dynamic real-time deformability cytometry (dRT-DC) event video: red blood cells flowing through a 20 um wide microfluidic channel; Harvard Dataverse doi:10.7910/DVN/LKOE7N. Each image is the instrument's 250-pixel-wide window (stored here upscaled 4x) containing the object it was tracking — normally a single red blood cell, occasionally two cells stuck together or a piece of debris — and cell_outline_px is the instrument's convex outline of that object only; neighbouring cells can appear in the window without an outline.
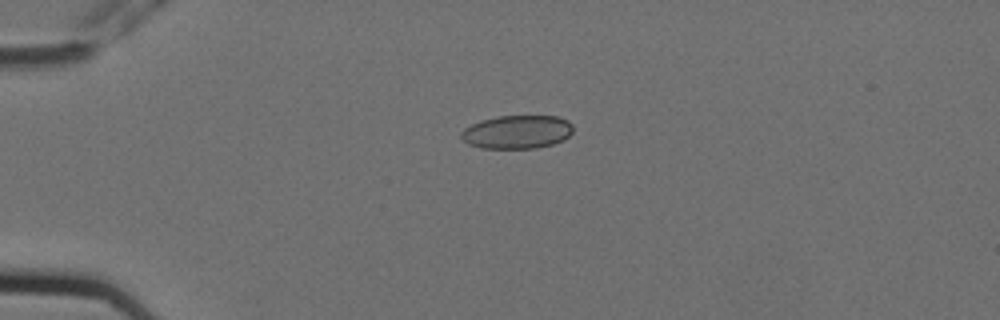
{"species": "Egyptian fruit bat (a non-hibernating species)", "species_latin": "Rousettus aegyptiacus", "temperature_condition": "cold", "stored_images_in_passage": 3, "camera_frame_rate_fps": 3000, "um_per_image_px": 0.085, "animal": {"sex": "female"}, "frame": {"image": 1, "passage_image": 2, "time_ms": 0.333, "image_size_px": [1000, 320], "cell_outline_px": [[572, 132], [564, 140], [552, 144], [536, 148], [480, 148], [468, 144], [460, 136], [460, 132], [464, 128], [480, 120], [496, 116], [560, 116], [568, 120], [572, 124]], "centroid_in_image_um": [43.95, 11.21], "position_along_channel_um": 41.1, "area_um2": 21.96}}